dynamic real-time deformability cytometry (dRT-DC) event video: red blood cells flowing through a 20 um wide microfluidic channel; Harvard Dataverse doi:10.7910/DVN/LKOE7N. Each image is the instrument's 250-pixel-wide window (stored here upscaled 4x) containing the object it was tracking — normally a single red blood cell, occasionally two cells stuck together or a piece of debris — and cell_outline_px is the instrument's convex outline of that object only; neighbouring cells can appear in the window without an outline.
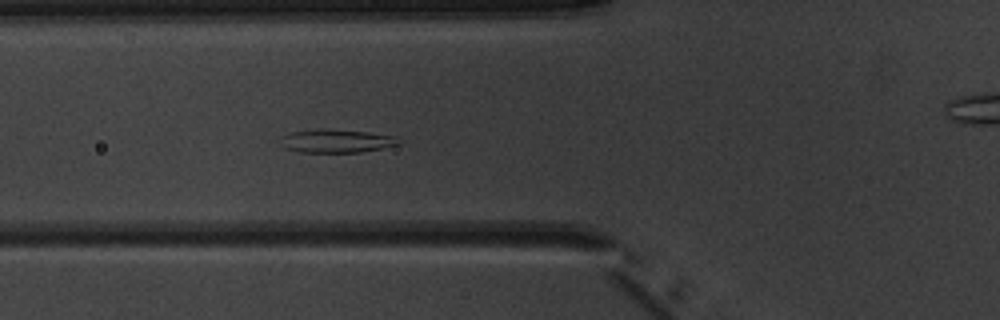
{"species": "common noctule bat (a hibernating species)", "species_latin": "Nyctalus noctula", "temperature_condition": "warm", "stored_images_in_passage": 6, "camera_frame_rate_fps": 3000, "um_per_image_px": 0.085, "animal": {"sex": "male", "body_mass_g": 20.1, "forearm_length_mm": 53.5}, "frame": {"image": 1, "passage_image": 5, "time_ms": 5.333, "image_size_px": [1000, 320], "cell_outline_px": [[400, 144], [360, 152], [300, 152], [284, 148], [280, 136], [292, 132], [320, 128], [324, 128], [368, 132], [396, 136]], "centroid_in_image_um": [28.57, 11.97], "position_along_channel_um": 97.2, "area_um2": 16.01}}